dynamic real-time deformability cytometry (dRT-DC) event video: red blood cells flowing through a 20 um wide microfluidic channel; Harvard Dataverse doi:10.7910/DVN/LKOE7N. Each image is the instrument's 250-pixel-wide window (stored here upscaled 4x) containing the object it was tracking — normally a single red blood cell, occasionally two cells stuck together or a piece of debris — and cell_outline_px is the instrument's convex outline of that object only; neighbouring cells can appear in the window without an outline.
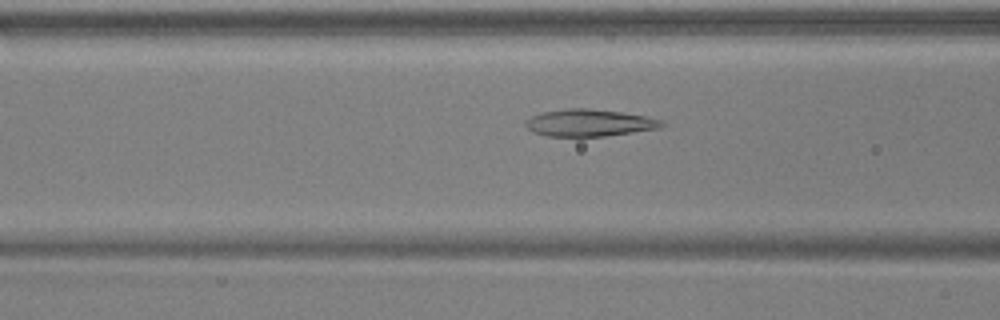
{"species": "common noctule bat (a hibernating species)", "species_latin": "Nyctalus noctula", "temperature_condition": "warm", "stored_images_in_passage": 40, "camera_frame_rate_fps": 3000, "um_per_image_px": 0.085, "animal": {"sex": "male", "body_mass_g": 17.9, "forearm_length_mm": 54.2}, "frame": {"image": 1, "passage_image": 7, "time_ms": 2.0, "image_size_px": [1000, 320], "cell_outline_px": [[664, 124], [660, 128], [604, 136], [548, 136], [532, 132], [524, 124], [524, 120], [532, 116], [544, 112], [568, 108], [588, 108], [620, 112], [644, 116], [664, 120]], "centroid_in_image_um": [50.07, 10.44], "position_along_channel_um": 116.5, "area_um2": 21.33}}
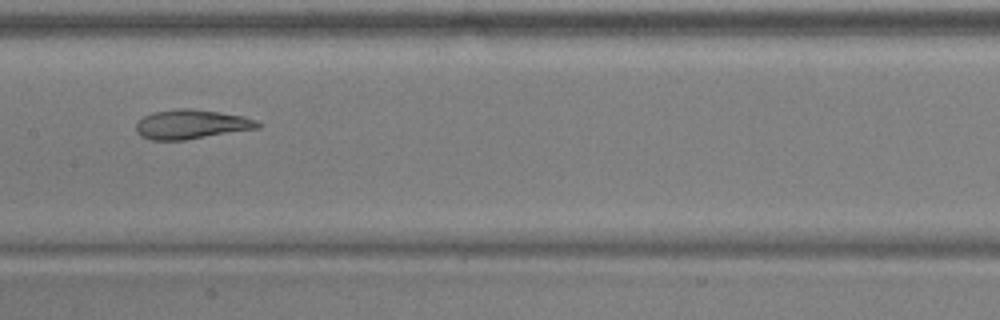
{"frame": {"image": 2, "passage_image": 13, "time_ms": 4.0, "image_size_px": [1000, 320], "cell_outline_px": [[260, 128], [184, 140], [152, 140], [140, 136], [136, 132], [136, 124], [144, 116], [152, 112], [180, 108], [192, 108], [220, 112], [244, 116], [256, 120], [260, 124]], "centroid_in_image_um": [16.26, 10.56], "position_along_channel_um": 191.1, "area_um2": 20.87}}
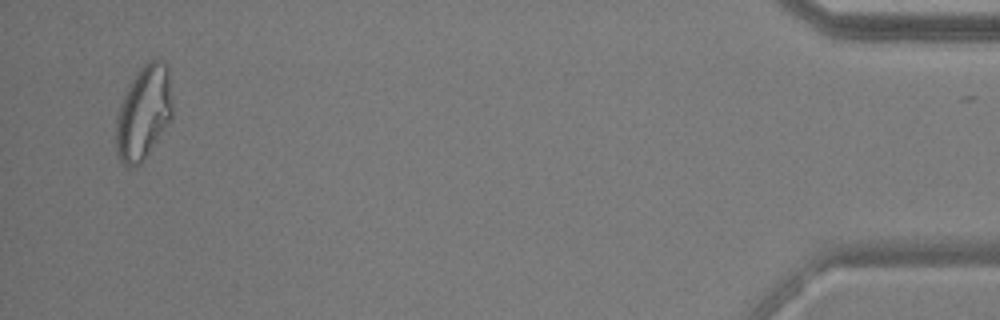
{"frame": {"image": 3, "passage_image": 38, "time_ms": 12.333, "image_size_px": [1000, 320], "cell_outline_px": [[172, 116], [140, 164], [132, 168], [128, 168], [120, 160], [116, 152], [116, 116], [124, 96], [132, 80], [144, 60], [156, 56], [164, 60], [168, 64], [172, 104]], "centroid_in_image_um": [12.21, 9.5], "position_along_channel_um": 423.0, "area_um2": 30.92}, "authors_computed_cell_mechanics": {"area_um2": 22.0507, "velocity_mm_per_s": 3.7221, "shape_relaxation_time_tau1_ms": 7.8079, "shape_relaxation_time_tau2_ms": 1.9796, "deformation_change_tau1": 0.2116, "deformation_change_tau2": 0.0938}}